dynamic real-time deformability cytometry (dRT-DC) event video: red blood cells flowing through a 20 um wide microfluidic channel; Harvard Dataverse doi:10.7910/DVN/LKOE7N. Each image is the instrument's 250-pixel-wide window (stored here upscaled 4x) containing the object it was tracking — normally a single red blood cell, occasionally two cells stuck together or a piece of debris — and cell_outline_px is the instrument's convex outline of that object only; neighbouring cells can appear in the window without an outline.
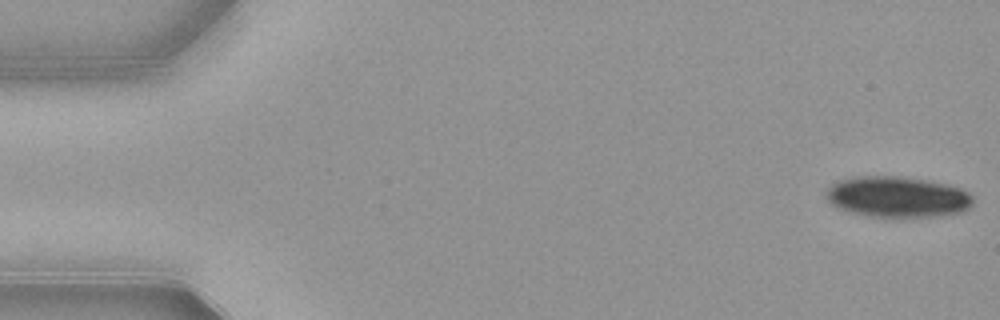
{"species": "common noctule bat (a hibernating species)", "species_latin": "Nyctalus noctula", "temperature_condition": "warm", "stored_images_in_passage": 53, "camera_frame_rate_fps": 3000, "um_per_image_px": 0.085, "animal": {"sex": "female", "body_mass_g": 21.9}, "frame": {"image": 1, "passage_image": 1, "time_ms": 0.0, "image_size_px": [1000, 320], "cell_outline_px": [[972, 204], [964, 212], [940, 216], [868, 216], [852, 212], [840, 208], [832, 204], [824, 196], [824, 192], [832, 184], [840, 180], [856, 176], [900, 176], [928, 180], [948, 184], [960, 188], [968, 192], [972, 196]], "centroid_in_image_um": [76.29, 16.72], "position_along_channel_um": 8.7, "area_um2": 34.97}}
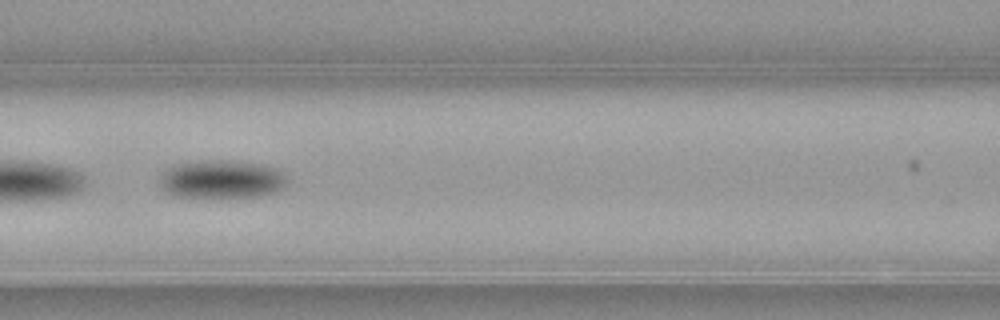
{"frame": {"image": 2, "passage_image": 23, "time_ms": 7.333, "image_size_px": [1000, 320], "cell_outline_px": [[288, 180], [276, 192], [256, 196], [176, 196], [168, 192], [160, 184], [160, 180], [164, 172], [168, 168], [176, 164], [200, 160], [228, 160], [264, 164], [276, 168]], "centroid_in_image_um": [18.85, 15.21], "position_along_channel_um": 147.8, "area_um2": 27.86}}
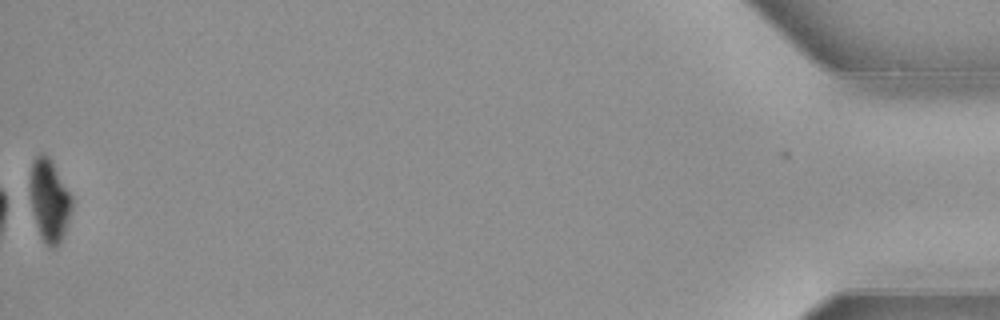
{"frame": {"image": 3, "passage_image": 53, "time_ms": 17.333, "image_size_px": [1000, 320], "cell_outline_px": [[72, 208], [60, 244], [56, 248], [48, 248], [40, 236], [36, 224], [32, 208], [28, 188], [28, 184], [32, 160], [40, 152], [44, 152], [52, 160], [72, 196]], "centroid_in_image_um": [4.17, 17.0], "position_along_channel_um": 431.0, "area_um2": 20.52}, "authors_computed_cell_mechanics": {"area_um2": 28.6688, "velocity_mm_per_s": 3.8881, "shape_relaxation_time_tau1_ms": 2.6399, "shape_relaxation_time_tau2_ms": null, "deformation_change_tau1": 0.1081, "deformation_change_tau2": null}}